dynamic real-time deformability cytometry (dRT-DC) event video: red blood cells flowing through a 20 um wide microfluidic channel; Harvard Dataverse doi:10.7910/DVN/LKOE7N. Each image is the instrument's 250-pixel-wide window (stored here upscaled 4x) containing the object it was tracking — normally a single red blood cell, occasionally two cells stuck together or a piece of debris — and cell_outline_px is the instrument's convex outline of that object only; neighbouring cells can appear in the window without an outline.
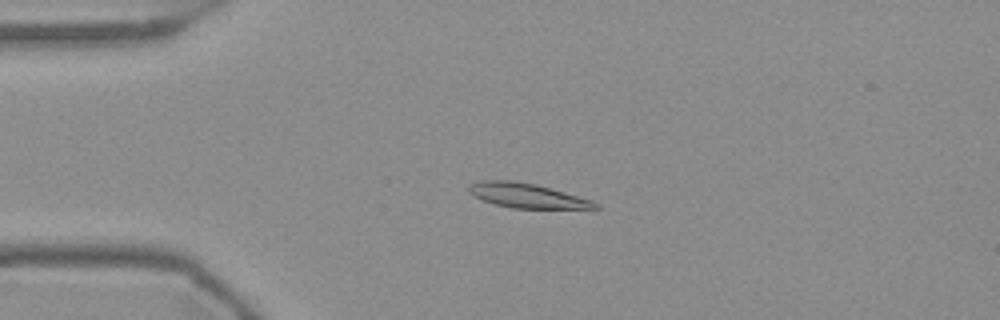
{"species": "Egyptian fruit bat (a non-hibernating species)", "species_latin": "Rousettus aegyptiacus", "temperature_condition": "warm", "stored_images_in_passage": 55, "camera_frame_rate_fps": 3000, "um_per_image_px": 0.085, "frame": {"image": 1, "passage_image": 13, "time_ms": 4.0, "image_size_px": [1000, 320], "cell_outline_px": [[600, 208], [512, 208], [496, 204], [472, 196], [468, 192], [468, 184], [484, 180], [512, 180], [536, 184], [592, 200], [600, 204]], "centroid_in_image_um": [44.76, 16.62], "position_along_channel_um": 40.2, "area_um2": 17.98}}
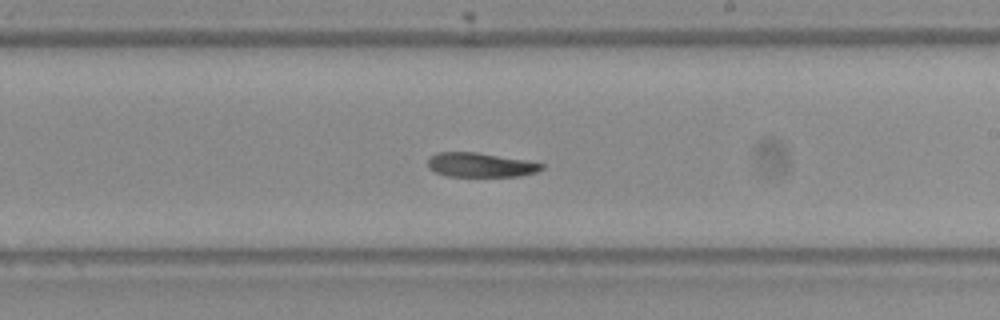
{"frame": {"image": 2, "passage_image": 32, "time_ms": 10.333, "image_size_px": [1000, 320], "cell_outline_px": [[544, 168], [536, 172], [520, 176], [448, 176], [436, 172], [428, 168], [428, 156], [436, 152], [476, 152], [528, 160], [544, 164]], "centroid_in_image_um": [40.83, 14.01], "position_along_channel_um": 248.2, "area_um2": 16.24}}
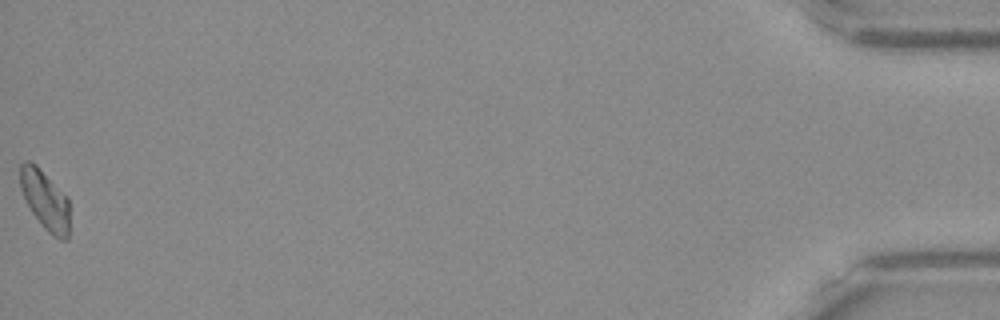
{"frame": {"image": 3, "passage_image": 55, "time_ms": 18.0, "image_size_px": [1000, 320], "cell_outline_px": [[68, 240], [60, 240], [52, 236], [40, 224], [32, 212], [20, 188], [20, 164], [24, 160], [28, 160], [36, 164], [68, 196]], "centroid_in_image_um": [3.83, 16.99], "position_along_channel_um": 431.4, "area_um2": 17.22}}